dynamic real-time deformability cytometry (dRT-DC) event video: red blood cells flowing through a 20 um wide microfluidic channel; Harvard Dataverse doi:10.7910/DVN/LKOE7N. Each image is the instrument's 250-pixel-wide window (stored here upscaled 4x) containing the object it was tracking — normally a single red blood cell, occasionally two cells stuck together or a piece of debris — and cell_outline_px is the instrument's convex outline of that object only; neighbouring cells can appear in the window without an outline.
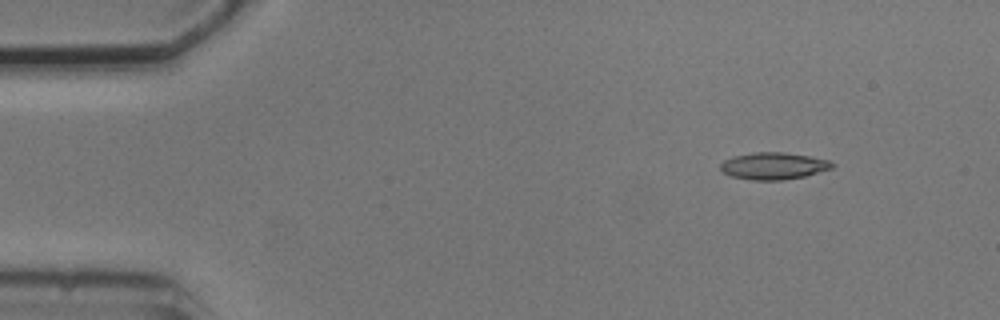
{"species": "common noctule bat (a hibernating species)", "species_latin": "Nyctalus noctula", "temperature_condition": "cold", "stored_images_in_passage": 4, "camera_frame_rate_fps": 3000, "um_per_image_px": 0.085, "animal": {"sex": "male", "body_mass_g": 20.5, "forearm_length_mm": 52.5}, "frame": {"image": 1, "passage_image": 2, "time_ms": 1.667, "image_size_px": [1000, 320], "cell_outline_px": [[836, 164], [832, 168], [804, 176], [780, 180], [752, 180], [732, 176], [724, 172], [720, 168], [720, 164], [724, 160], [732, 156], [752, 152], [784, 152], [808, 156], [828, 160]], "centroid_in_image_um": [65.73, 14.09], "position_along_channel_um": 19.3, "area_um2": 17.46}}
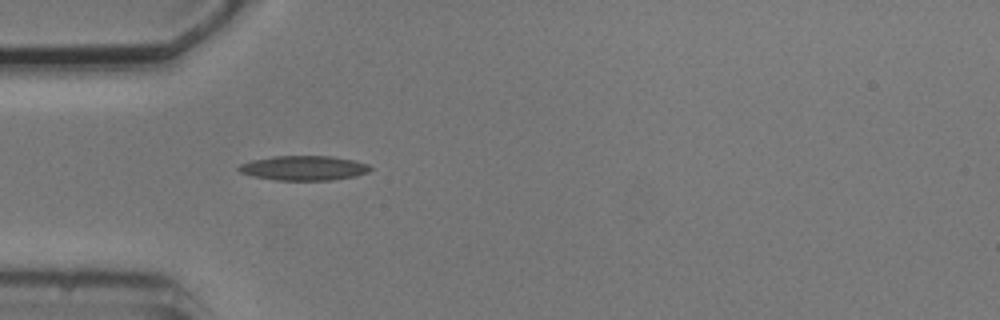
{"frame": {"image": 2, "passage_image": 4, "time_ms": 5.0, "image_size_px": [1000, 320], "cell_outline_px": [[372, 168], [368, 172], [356, 176], [332, 180], [276, 180], [252, 176], [240, 172], [236, 168], [240, 164], [252, 160], [272, 156], [332, 156], [356, 160], [368, 164]], "centroid_in_image_um": [25.83, 14.28], "position_along_channel_um": 59.2, "area_um2": 19.02}}